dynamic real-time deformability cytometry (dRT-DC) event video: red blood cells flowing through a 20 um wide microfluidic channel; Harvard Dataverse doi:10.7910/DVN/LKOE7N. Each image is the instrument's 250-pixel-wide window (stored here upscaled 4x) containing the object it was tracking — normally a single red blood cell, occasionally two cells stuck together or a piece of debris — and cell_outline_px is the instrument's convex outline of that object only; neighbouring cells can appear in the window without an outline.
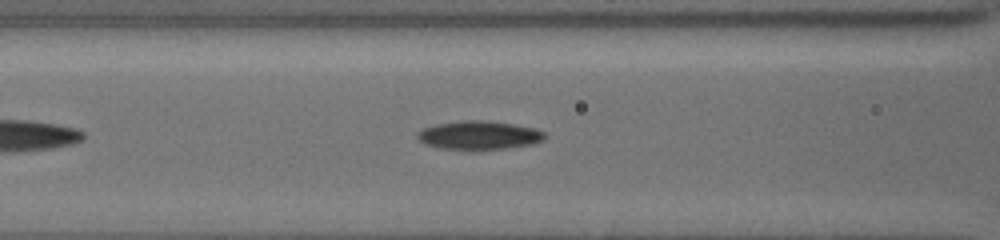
{"species": "common noctule bat (a hibernating species)", "species_latin": "Nyctalus noctula", "temperature_condition": "cold", "stored_images_in_passage": 41, "camera_frame_rate_fps": 3000, "um_per_image_px": 0.085, "animal": {"sex": "female", "body_mass_g": 19.5, "forearm_length_mm": 54.1}, "frame": {"image": 1, "passage_image": 10, "time_ms": 3.0, "image_size_px": [1000, 240], "cell_outline_px": [[544, 140], [536, 144], [508, 148], [476, 152], [468, 152], [440, 148], [424, 144], [416, 136], [416, 132], [424, 128], [436, 124], [464, 120], [484, 120], [512, 124], [532, 128], [544, 132]], "centroid_in_image_um": [40.69, 11.54], "position_along_channel_um": 125.9, "area_um2": 21.91}}
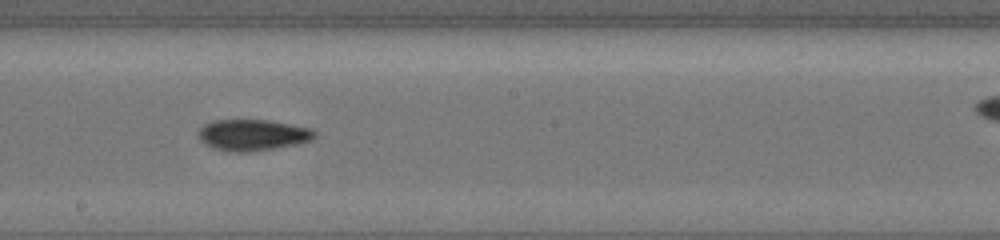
{"frame": {"image": 2, "passage_image": 18, "time_ms": 5.667, "image_size_px": [1000, 240], "cell_outline_px": [[316, 136], [312, 140], [300, 144], [248, 152], [228, 152], [212, 148], [204, 144], [200, 140], [196, 132], [204, 124], [212, 120], [268, 120], [312, 128], [316, 132]], "centroid_in_image_um": [21.46, 11.48], "position_along_channel_um": 226.7, "area_um2": 21.5}}
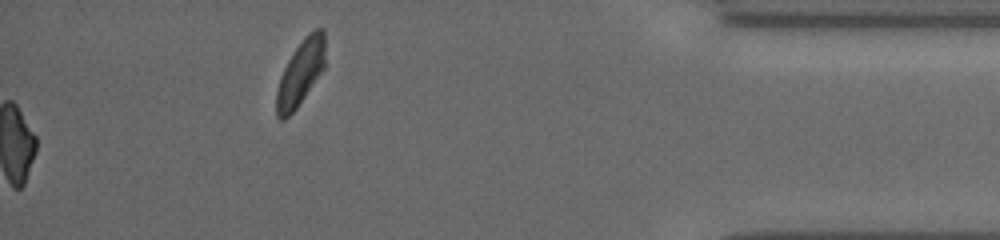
{"frame": {"image": 3, "passage_image": 41, "time_ms": 13.333, "image_size_px": [1000, 240], "cell_outline_px": [[324, 68], [296, 108], [284, 120], [280, 120], [276, 116], [276, 92], [284, 68], [288, 60], [304, 36], [308, 32], [316, 28], [324, 28]], "centroid_in_image_um": [25.54, 6.18], "position_along_channel_um": 409.7, "area_um2": 18.21}, "authors_computed_cell_mechanics": {"area_um2": 20.1144, "velocity_mm_per_s": 3.7863, "shape_relaxation_time_tau1_ms": 2.5822, "shape_relaxation_time_tau2_ms": 2.8254, "deformation_change_tau1": 0.1282, "deformation_change_tau2": 0.0862}}